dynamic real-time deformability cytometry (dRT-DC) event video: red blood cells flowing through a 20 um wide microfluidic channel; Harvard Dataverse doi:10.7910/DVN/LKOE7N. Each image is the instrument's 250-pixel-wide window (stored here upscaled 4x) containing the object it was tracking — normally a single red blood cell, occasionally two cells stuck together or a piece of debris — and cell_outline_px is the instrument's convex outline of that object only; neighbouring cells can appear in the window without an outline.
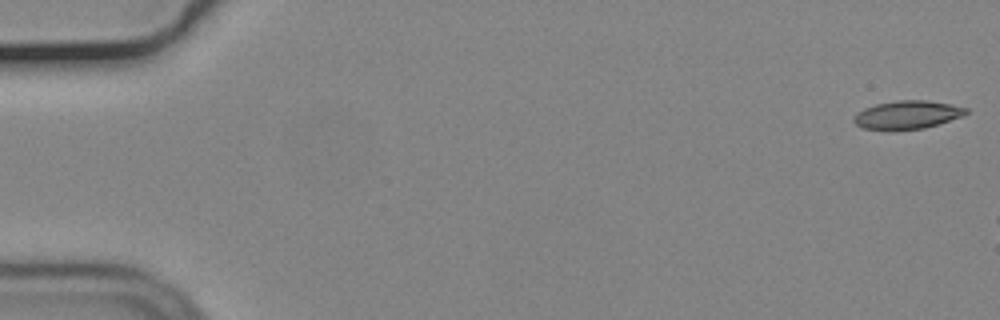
{"species": "common noctule bat (a hibernating species)", "species_latin": "Nyctalus noctula", "temperature_condition": "cold", "stored_images_in_passage": 9, "camera_frame_rate_fps": 3000, "um_per_image_px": 0.085, "animal": {"sex": "male", "body_mass_g": 19.2, "forearm_length_mm": 51.8}, "frame": {"image": 1, "passage_image": 1, "time_ms": 0.0, "image_size_px": [1000, 320], "cell_outline_px": [[968, 112], [964, 116], [924, 128], [896, 132], [888, 132], [864, 128], [856, 124], [852, 120], [856, 112], [864, 108], [876, 104], [896, 100], [924, 100], [948, 104], [968, 108]], "centroid_in_image_um": [77.07, 9.79], "position_along_channel_um": 7.9, "area_um2": 18.96}}